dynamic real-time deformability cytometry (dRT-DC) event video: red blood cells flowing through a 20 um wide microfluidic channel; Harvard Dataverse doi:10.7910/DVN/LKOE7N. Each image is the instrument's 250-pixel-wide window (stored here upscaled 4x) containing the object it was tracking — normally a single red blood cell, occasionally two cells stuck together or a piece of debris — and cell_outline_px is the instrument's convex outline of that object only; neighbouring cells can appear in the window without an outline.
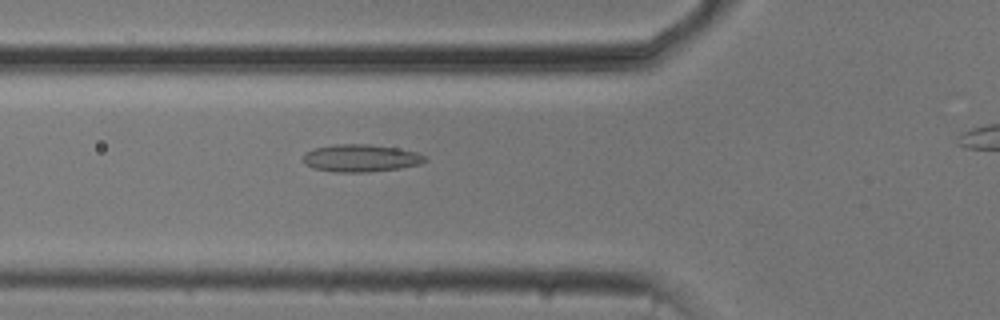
{"species": "common noctule bat (a hibernating species)", "species_latin": "Nyctalus noctula", "temperature_condition": "cold", "stored_images_in_passage": 46, "camera_frame_rate_fps": 3000, "um_per_image_px": 0.085, "animal": {"sex": "male", "body_mass_g": 20.5, "forearm_length_mm": 52.5}, "frame": {"image": 1, "passage_image": 18, "time_ms": 5.667, "image_size_px": [1000, 320], "cell_outline_px": [[428, 160], [420, 164], [400, 168], [368, 172], [336, 172], [312, 168], [304, 164], [304, 152], [316, 148], [336, 144], [368, 144], [396, 148], [416, 152], [424, 156]], "centroid_in_image_um": [30.65, 13.44], "position_along_channel_um": 95.1, "area_um2": 19.42}}
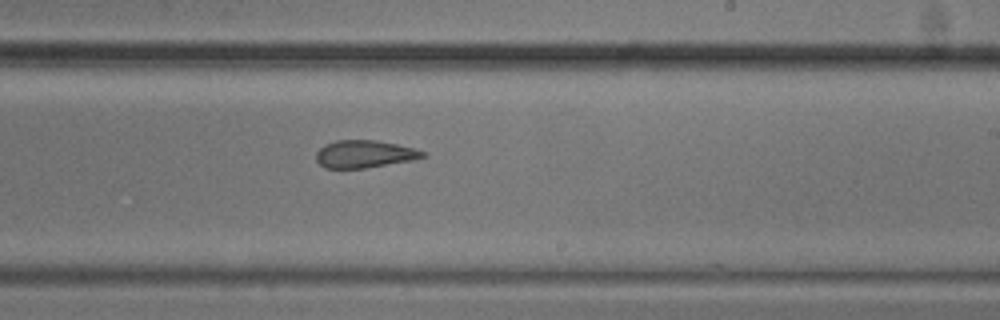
{"frame": {"image": 2, "passage_image": 31, "time_ms": 10.0, "image_size_px": [1000, 320], "cell_outline_px": [[428, 156], [412, 160], [364, 168], [324, 168], [316, 160], [316, 152], [324, 144], [336, 140], [376, 140], [396, 144], [412, 148], [424, 152]], "centroid_in_image_um": [30.94, 13.09], "position_along_channel_um": 258.1, "area_um2": 16.99}}
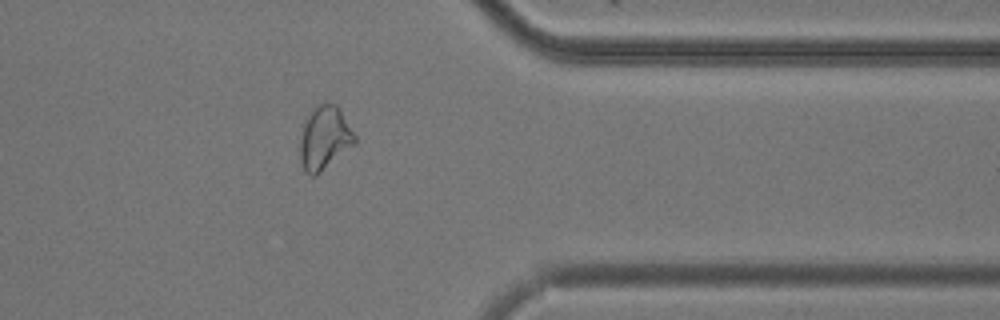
{"frame": {"image": 3, "passage_image": 42, "time_ms": 13.667, "image_size_px": [1000, 320], "cell_outline_px": [[356, 144], [316, 176], [312, 176], [304, 172], [300, 160], [300, 140], [304, 124], [308, 116], [316, 104], [324, 100], [336, 104], [340, 108], [356, 136]], "centroid_in_image_um": [27.6, 11.72], "position_along_channel_um": 383.8, "area_um2": 20.63}}